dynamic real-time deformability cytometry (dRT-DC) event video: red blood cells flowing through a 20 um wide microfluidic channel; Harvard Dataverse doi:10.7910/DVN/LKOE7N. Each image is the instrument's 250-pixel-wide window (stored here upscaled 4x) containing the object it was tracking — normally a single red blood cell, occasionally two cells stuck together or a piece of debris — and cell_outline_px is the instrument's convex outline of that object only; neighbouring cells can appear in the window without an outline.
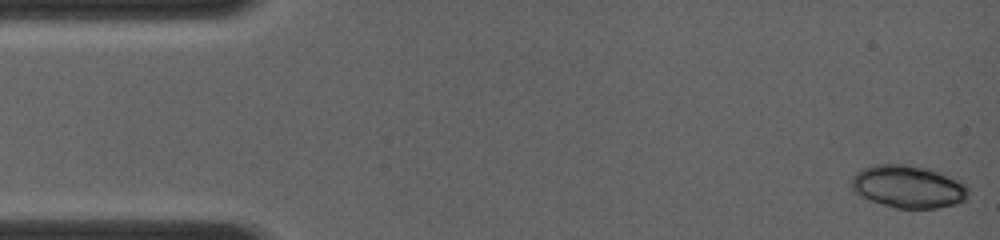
{"species": "common noctule bat (a hibernating species)", "species_latin": "Nyctalus noctula", "temperature_condition": "room temperature", "stored_images_in_passage": 20, "camera_frame_rate_fps": 4000, "um_per_image_px": 0.085, "animal": {"sex": "female", "body_mass_g": 19.0, "forearm_length_mm": 56.7}, "frame": {"image": 1, "passage_image": 1, "time_ms": 0.0, "image_size_px": [1000, 240], "cell_outline_px": [[968, 196], [964, 200], [956, 204], [936, 208], [896, 208], [868, 200], [852, 192], [848, 184], [852, 176], [856, 172], [864, 168], [876, 164], [904, 164], [928, 168], [960, 180], [968, 184]], "centroid_in_image_um": [77.16, 15.86], "position_along_channel_um": 7.8, "area_um2": 29.48}}